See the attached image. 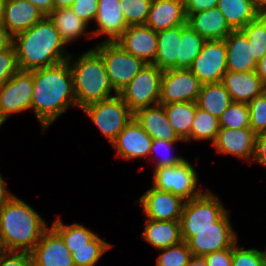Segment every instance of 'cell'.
I'll return each instance as SVG.
<instances>
[{
    "mask_svg": "<svg viewBox=\"0 0 266 266\" xmlns=\"http://www.w3.org/2000/svg\"><path fill=\"white\" fill-rule=\"evenodd\" d=\"M30 71L33 74L30 109L44 133L69 107L76 108L72 73L68 61Z\"/></svg>",
    "mask_w": 266,
    "mask_h": 266,
    "instance_id": "1",
    "label": "cell"
},
{
    "mask_svg": "<svg viewBox=\"0 0 266 266\" xmlns=\"http://www.w3.org/2000/svg\"><path fill=\"white\" fill-rule=\"evenodd\" d=\"M19 70L57 65L70 57L66 44L48 16L13 36Z\"/></svg>",
    "mask_w": 266,
    "mask_h": 266,
    "instance_id": "2",
    "label": "cell"
},
{
    "mask_svg": "<svg viewBox=\"0 0 266 266\" xmlns=\"http://www.w3.org/2000/svg\"><path fill=\"white\" fill-rule=\"evenodd\" d=\"M47 228L41 215L15 194L0 208V238L9 251L30 253Z\"/></svg>",
    "mask_w": 266,
    "mask_h": 266,
    "instance_id": "3",
    "label": "cell"
},
{
    "mask_svg": "<svg viewBox=\"0 0 266 266\" xmlns=\"http://www.w3.org/2000/svg\"><path fill=\"white\" fill-rule=\"evenodd\" d=\"M70 53L69 67L73 78V90L76 97V107L111 98L113 89L107 76L106 66L101 55L94 49L87 50L75 57Z\"/></svg>",
    "mask_w": 266,
    "mask_h": 266,
    "instance_id": "4",
    "label": "cell"
},
{
    "mask_svg": "<svg viewBox=\"0 0 266 266\" xmlns=\"http://www.w3.org/2000/svg\"><path fill=\"white\" fill-rule=\"evenodd\" d=\"M228 210L214 222V227L199 231H181L182 240L187 242L193 256L207 254L233 247L238 235L231 224Z\"/></svg>",
    "mask_w": 266,
    "mask_h": 266,
    "instance_id": "5",
    "label": "cell"
},
{
    "mask_svg": "<svg viewBox=\"0 0 266 266\" xmlns=\"http://www.w3.org/2000/svg\"><path fill=\"white\" fill-rule=\"evenodd\" d=\"M81 110L98 127L110 144L134 118V113L119 94L86 105Z\"/></svg>",
    "mask_w": 266,
    "mask_h": 266,
    "instance_id": "6",
    "label": "cell"
},
{
    "mask_svg": "<svg viewBox=\"0 0 266 266\" xmlns=\"http://www.w3.org/2000/svg\"><path fill=\"white\" fill-rule=\"evenodd\" d=\"M94 49L101 55L110 84L117 93L127 86L145 65L141 59L126 52L116 41L101 40Z\"/></svg>",
    "mask_w": 266,
    "mask_h": 266,
    "instance_id": "7",
    "label": "cell"
},
{
    "mask_svg": "<svg viewBox=\"0 0 266 266\" xmlns=\"http://www.w3.org/2000/svg\"><path fill=\"white\" fill-rule=\"evenodd\" d=\"M198 177L194 166L190 161L185 160L179 165L153 170L152 187L171 192L188 201L203 193Z\"/></svg>",
    "mask_w": 266,
    "mask_h": 266,
    "instance_id": "8",
    "label": "cell"
},
{
    "mask_svg": "<svg viewBox=\"0 0 266 266\" xmlns=\"http://www.w3.org/2000/svg\"><path fill=\"white\" fill-rule=\"evenodd\" d=\"M162 73L156 65L145 64L118 93L133 113L159 103Z\"/></svg>",
    "mask_w": 266,
    "mask_h": 266,
    "instance_id": "9",
    "label": "cell"
},
{
    "mask_svg": "<svg viewBox=\"0 0 266 266\" xmlns=\"http://www.w3.org/2000/svg\"><path fill=\"white\" fill-rule=\"evenodd\" d=\"M227 211L216 194L207 189L200 196L185 201L180 217L181 231H199L214 227Z\"/></svg>",
    "mask_w": 266,
    "mask_h": 266,
    "instance_id": "10",
    "label": "cell"
},
{
    "mask_svg": "<svg viewBox=\"0 0 266 266\" xmlns=\"http://www.w3.org/2000/svg\"><path fill=\"white\" fill-rule=\"evenodd\" d=\"M33 93V74L18 70L0 87V127L10 116L30 109Z\"/></svg>",
    "mask_w": 266,
    "mask_h": 266,
    "instance_id": "11",
    "label": "cell"
},
{
    "mask_svg": "<svg viewBox=\"0 0 266 266\" xmlns=\"http://www.w3.org/2000/svg\"><path fill=\"white\" fill-rule=\"evenodd\" d=\"M202 83L186 68L163 70L160 104L196 102Z\"/></svg>",
    "mask_w": 266,
    "mask_h": 266,
    "instance_id": "12",
    "label": "cell"
},
{
    "mask_svg": "<svg viewBox=\"0 0 266 266\" xmlns=\"http://www.w3.org/2000/svg\"><path fill=\"white\" fill-rule=\"evenodd\" d=\"M189 70L202 84L221 82L227 72L225 40H206Z\"/></svg>",
    "mask_w": 266,
    "mask_h": 266,
    "instance_id": "13",
    "label": "cell"
},
{
    "mask_svg": "<svg viewBox=\"0 0 266 266\" xmlns=\"http://www.w3.org/2000/svg\"><path fill=\"white\" fill-rule=\"evenodd\" d=\"M145 218L151 220L180 221L185 200L171 192L150 187L139 201Z\"/></svg>",
    "mask_w": 266,
    "mask_h": 266,
    "instance_id": "14",
    "label": "cell"
},
{
    "mask_svg": "<svg viewBox=\"0 0 266 266\" xmlns=\"http://www.w3.org/2000/svg\"><path fill=\"white\" fill-rule=\"evenodd\" d=\"M256 133L251 128H220L213 147L216 152L232 155L252 163L255 155Z\"/></svg>",
    "mask_w": 266,
    "mask_h": 266,
    "instance_id": "15",
    "label": "cell"
},
{
    "mask_svg": "<svg viewBox=\"0 0 266 266\" xmlns=\"http://www.w3.org/2000/svg\"><path fill=\"white\" fill-rule=\"evenodd\" d=\"M30 254L33 266H75L70 250L52 227L44 231Z\"/></svg>",
    "mask_w": 266,
    "mask_h": 266,
    "instance_id": "16",
    "label": "cell"
},
{
    "mask_svg": "<svg viewBox=\"0 0 266 266\" xmlns=\"http://www.w3.org/2000/svg\"><path fill=\"white\" fill-rule=\"evenodd\" d=\"M116 42L145 64L154 63L157 53V32L147 25H129Z\"/></svg>",
    "mask_w": 266,
    "mask_h": 266,
    "instance_id": "17",
    "label": "cell"
},
{
    "mask_svg": "<svg viewBox=\"0 0 266 266\" xmlns=\"http://www.w3.org/2000/svg\"><path fill=\"white\" fill-rule=\"evenodd\" d=\"M153 139L133 118L111 143L116 155L125 160H136L150 156Z\"/></svg>",
    "mask_w": 266,
    "mask_h": 266,
    "instance_id": "18",
    "label": "cell"
},
{
    "mask_svg": "<svg viewBox=\"0 0 266 266\" xmlns=\"http://www.w3.org/2000/svg\"><path fill=\"white\" fill-rule=\"evenodd\" d=\"M120 0H98V11L94 22L97 29L90 31L92 37H104L103 41L115 42L128 28V24L120 9Z\"/></svg>",
    "mask_w": 266,
    "mask_h": 266,
    "instance_id": "19",
    "label": "cell"
},
{
    "mask_svg": "<svg viewBox=\"0 0 266 266\" xmlns=\"http://www.w3.org/2000/svg\"><path fill=\"white\" fill-rule=\"evenodd\" d=\"M221 83L229 92L233 102L249 103L266 91V84L257 75L256 70L249 72L227 71Z\"/></svg>",
    "mask_w": 266,
    "mask_h": 266,
    "instance_id": "20",
    "label": "cell"
},
{
    "mask_svg": "<svg viewBox=\"0 0 266 266\" xmlns=\"http://www.w3.org/2000/svg\"><path fill=\"white\" fill-rule=\"evenodd\" d=\"M44 17L45 15L27 0L4 1L2 24L12 36L31 28Z\"/></svg>",
    "mask_w": 266,
    "mask_h": 266,
    "instance_id": "21",
    "label": "cell"
},
{
    "mask_svg": "<svg viewBox=\"0 0 266 266\" xmlns=\"http://www.w3.org/2000/svg\"><path fill=\"white\" fill-rule=\"evenodd\" d=\"M186 23L184 0H152L145 25L158 32Z\"/></svg>",
    "mask_w": 266,
    "mask_h": 266,
    "instance_id": "22",
    "label": "cell"
},
{
    "mask_svg": "<svg viewBox=\"0 0 266 266\" xmlns=\"http://www.w3.org/2000/svg\"><path fill=\"white\" fill-rule=\"evenodd\" d=\"M224 40L227 71L249 72L256 70L257 62L252 56V46L241 29L233 30Z\"/></svg>",
    "mask_w": 266,
    "mask_h": 266,
    "instance_id": "23",
    "label": "cell"
},
{
    "mask_svg": "<svg viewBox=\"0 0 266 266\" xmlns=\"http://www.w3.org/2000/svg\"><path fill=\"white\" fill-rule=\"evenodd\" d=\"M134 118L153 140L184 141L168 122L164 107L160 103L137 110Z\"/></svg>",
    "mask_w": 266,
    "mask_h": 266,
    "instance_id": "24",
    "label": "cell"
},
{
    "mask_svg": "<svg viewBox=\"0 0 266 266\" xmlns=\"http://www.w3.org/2000/svg\"><path fill=\"white\" fill-rule=\"evenodd\" d=\"M187 23L205 40H224L233 31L218 7L191 14Z\"/></svg>",
    "mask_w": 266,
    "mask_h": 266,
    "instance_id": "25",
    "label": "cell"
},
{
    "mask_svg": "<svg viewBox=\"0 0 266 266\" xmlns=\"http://www.w3.org/2000/svg\"><path fill=\"white\" fill-rule=\"evenodd\" d=\"M146 225L141 238L156 250L180 243L182 240L180 221L151 220L144 218Z\"/></svg>",
    "mask_w": 266,
    "mask_h": 266,
    "instance_id": "26",
    "label": "cell"
},
{
    "mask_svg": "<svg viewBox=\"0 0 266 266\" xmlns=\"http://www.w3.org/2000/svg\"><path fill=\"white\" fill-rule=\"evenodd\" d=\"M48 17L54 23L60 38L66 45L78 40L85 34L87 35L86 39L93 38L92 33L86 31L90 25L79 18L71 8L54 9Z\"/></svg>",
    "mask_w": 266,
    "mask_h": 266,
    "instance_id": "27",
    "label": "cell"
},
{
    "mask_svg": "<svg viewBox=\"0 0 266 266\" xmlns=\"http://www.w3.org/2000/svg\"><path fill=\"white\" fill-rule=\"evenodd\" d=\"M182 25L157 32V53L154 60L161 70L177 69Z\"/></svg>",
    "mask_w": 266,
    "mask_h": 266,
    "instance_id": "28",
    "label": "cell"
},
{
    "mask_svg": "<svg viewBox=\"0 0 266 266\" xmlns=\"http://www.w3.org/2000/svg\"><path fill=\"white\" fill-rule=\"evenodd\" d=\"M217 7L233 30L244 28L261 14L254 0H218Z\"/></svg>",
    "mask_w": 266,
    "mask_h": 266,
    "instance_id": "29",
    "label": "cell"
},
{
    "mask_svg": "<svg viewBox=\"0 0 266 266\" xmlns=\"http://www.w3.org/2000/svg\"><path fill=\"white\" fill-rule=\"evenodd\" d=\"M232 102L229 92L221 82L202 84L196 100L197 107L218 119Z\"/></svg>",
    "mask_w": 266,
    "mask_h": 266,
    "instance_id": "30",
    "label": "cell"
},
{
    "mask_svg": "<svg viewBox=\"0 0 266 266\" xmlns=\"http://www.w3.org/2000/svg\"><path fill=\"white\" fill-rule=\"evenodd\" d=\"M162 105L168 122L176 134L185 141L190 136L191 126L197 108L196 102H176Z\"/></svg>",
    "mask_w": 266,
    "mask_h": 266,
    "instance_id": "31",
    "label": "cell"
},
{
    "mask_svg": "<svg viewBox=\"0 0 266 266\" xmlns=\"http://www.w3.org/2000/svg\"><path fill=\"white\" fill-rule=\"evenodd\" d=\"M51 227L60 235L68 249L90 247V240L96 235L91 229L81 224H64L59 216Z\"/></svg>",
    "mask_w": 266,
    "mask_h": 266,
    "instance_id": "32",
    "label": "cell"
},
{
    "mask_svg": "<svg viewBox=\"0 0 266 266\" xmlns=\"http://www.w3.org/2000/svg\"><path fill=\"white\" fill-rule=\"evenodd\" d=\"M205 41L188 23L183 24L179 57H177V69H189L194 59L201 52Z\"/></svg>",
    "mask_w": 266,
    "mask_h": 266,
    "instance_id": "33",
    "label": "cell"
},
{
    "mask_svg": "<svg viewBox=\"0 0 266 266\" xmlns=\"http://www.w3.org/2000/svg\"><path fill=\"white\" fill-rule=\"evenodd\" d=\"M219 130V119L207 111L197 107L191 126L190 136L185 140V142L188 143L193 140H206L213 144L216 140Z\"/></svg>",
    "mask_w": 266,
    "mask_h": 266,
    "instance_id": "34",
    "label": "cell"
},
{
    "mask_svg": "<svg viewBox=\"0 0 266 266\" xmlns=\"http://www.w3.org/2000/svg\"><path fill=\"white\" fill-rule=\"evenodd\" d=\"M112 244L103 240L98 233L90 240V247L69 249L75 266H96L100 258L111 249Z\"/></svg>",
    "mask_w": 266,
    "mask_h": 266,
    "instance_id": "35",
    "label": "cell"
},
{
    "mask_svg": "<svg viewBox=\"0 0 266 266\" xmlns=\"http://www.w3.org/2000/svg\"><path fill=\"white\" fill-rule=\"evenodd\" d=\"M252 46V56L258 63L266 53V14H260L241 29Z\"/></svg>",
    "mask_w": 266,
    "mask_h": 266,
    "instance_id": "36",
    "label": "cell"
},
{
    "mask_svg": "<svg viewBox=\"0 0 266 266\" xmlns=\"http://www.w3.org/2000/svg\"><path fill=\"white\" fill-rule=\"evenodd\" d=\"M220 128H250V110L248 103L232 102L219 118Z\"/></svg>",
    "mask_w": 266,
    "mask_h": 266,
    "instance_id": "37",
    "label": "cell"
},
{
    "mask_svg": "<svg viewBox=\"0 0 266 266\" xmlns=\"http://www.w3.org/2000/svg\"><path fill=\"white\" fill-rule=\"evenodd\" d=\"M157 251L162 253L157 257L156 266H187L193 257L185 241Z\"/></svg>",
    "mask_w": 266,
    "mask_h": 266,
    "instance_id": "38",
    "label": "cell"
},
{
    "mask_svg": "<svg viewBox=\"0 0 266 266\" xmlns=\"http://www.w3.org/2000/svg\"><path fill=\"white\" fill-rule=\"evenodd\" d=\"M176 142H184L185 143V141H167V140H160V139H154L152 141L151 149H150V156H149L148 160H150V162L153 161L152 162L153 164L155 163L154 170L156 168H159V167H171L174 165H179L183 161L186 160L182 156L176 155V154L174 155L171 152L172 151L171 149L173 148V146ZM156 152L158 154L160 152L161 153L164 152V153H162V156H160L161 157L160 159L158 158V160H157V158H156V162H154L155 155L153 156V154ZM158 156L159 155L156 154V157H158Z\"/></svg>",
    "mask_w": 266,
    "mask_h": 266,
    "instance_id": "39",
    "label": "cell"
},
{
    "mask_svg": "<svg viewBox=\"0 0 266 266\" xmlns=\"http://www.w3.org/2000/svg\"><path fill=\"white\" fill-rule=\"evenodd\" d=\"M152 0H120V9L128 25L145 24Z\"/></svg>",
    "mask_w": 266,
    "mask_h": 266,
    "instance_id": "40",
    "label": "cell"
},
{
    "mask_svg": "<svg viewBox=\"0 0 266 266\" xmlns=\"http://www.w3.org/2000/svg\"><path fill=\"white\" fill-rule=\"evenodd\" d=\"M250 128L256 133L266 131V91L248 103Z\"/></svg>",
    "mask_w": 266,
    "mask_h": 266,
    "instance_id": "41",
    "label": "cell"
},
{
    "mask_svg": "<svg viewBox=\"0 0 266 266\" xmlns=\"http://www.w3.org/2000/svg\"><path fill=\"white\" fill-rule=\"evenodd\" d=\"M232 266H265L261 250L255 248L245 249L236 243L232 247Z\"/></svg>",
    "mask_w": 266,
    "mask_h": 266,
    "instance_id": "42",
    "label": "cell"
},
{
    "mask_svg": "<svg viewBox=\"0 0 266 266\" xmlns=\"http://www.w3.org/2000/svg\"><path fill=\"white\" fill-rule=\"evenodd\" d=\"M18 70L16 50L12 44L8 49L0 52V87L9 81Z\"/></svg>",
    "mask_w": 266,
    "mask_h": 266,
    "instance_id": "43",
    "label": "cell"
},
{
    "mask_svg": "<svg viewBox=\"0 0 266 266\" xmlns=\"http://www.w3.org/2000/svg\"><path fill=\"white\" fill-rule=\"evenodd\" d=\"M70 8L79 18L90 24L96 17L98 0H74Z\"/></svg>",
    "mask_w": 266,
    "mask_h": 266,
    "instance_id": "44",
    "label": "cell"
},
{
    "mask_svg": "<svg viewBox=\"0 0 266 266\" xmlns=\"http://www.w3.org/2000/svg\"><path fill=\"white\" fill-rule=\"evenodd\" d=\"M0 266H33V261L29 252L9 251Z\"/></svg>",
    "mask_w": 266,
    "mask_h": 266,
    "instance_id": "45",
    "label": "cell"
},
{
    "mask_svg": "<svg viewBox=\"0 0 266 266\" xmlns=\"http://www.w3.org/2000/svg\"><path fill=\"white\" fill-rule=\"evenodd\" d=\"M208 266H232V247L203 257Z\"/></svg>",
    "mask_w": 266,
    "mask_h": 266,
    "instance_id": "46",
    "label": "cell"
},
{
    "mask_svg": "<svg viewBox=\"0 0 266 266\" xmlns=\"http://www.w3.org/2000/svg\"><path fill=\"white\" fill-rule=\"evenodd\" d=\"M217 3L218 0H184L186 16L217 7Z\"/></svg>",
    "mask_w": 266,
    "mask_h": 266,
    "instance_id": "47",
    "label": "cell"
},
{
    "mask_svg": "<svg viewBox=\"0 0 266 266\" xmlns=\"http://www.w3.org/2000/svg\"><path fill=\"white\" fill-rule=\"evenodd\" d=\"M254 162L266 168V131L256 134Z\"/></svg>",
    "mask_w": 266,
    "mask_h": 266,
    "instance_id": "48",
    "label": "cell"
},
{
    "mask_svg": "<svg viewBox=\"0 0 266 266\" xmlns=\"http://www.w3.org/2000/svg\"><path fill=\"white\" fill-rule=\"evenodd\" d=\"M12 44L13 36L3 24H0V52L8 49Z\"/></svg>",
    "mask_w": 266,
    "mask_h": 266,
    "instance_id": "49",
    "label": "cell"
},
{
    "mask_svg": "<svg viewBox=\"0 0 266 266\" xmlns=\"http://www.w3.org/2000/svg\"><path fill=\"white\" fill-rule=\"evenodd\" d=\"M35 5L45 16H48L54 10L53 0H27Z\"/></svg>",
    "mask_w": 266,
    "mask_h": 266,
    "instance_id": "50",
    "label": "cell"
},
{
    "mask_svg": "<svg viewBox=\"0 0 266 266\" xmlns=\"http://www.w3.org/2000/svg\"><path fill=\"white\" fill-rule=\"evenodd\" d=\"M7 183L3 179V176L0 173V208L6 203V201L14 194L9 192Z\"/></svg>",
    "mask_w": 266,
    "mask_h": 266,
    "instance_id": "51",
    "label": "cell"
},
{
    "mask_svg": "<svg viewBox=\"0 0 266 266\" xmlns=\"http://www.w3.org/2000/svg\"><path fill=\"white\" fill-rule=\"evenodd\" d=\"M256 72L261 80L266 84V53L264 57L257 63Z\"/></svg>",
    "mask_w": 266,
    "mask_h": 266,
    "instance_id": "52",
    "label": "cell"
},
{
    "mask_svg": "<svg viewBox=\"0 0 266 266\" xmlns=\"http://www.w3.org/2000/svg\"><path fill=\"white\" fill-rule=\"evenodd\" d=\"M54 1V9L59 8H70L74 0H53Z\"/></svg>",
    "mask_w": 266,
    "mask_h": 266,
    "instance_id": "53",
    "label": "cell"
},
{
    "mask_svg": "<svg viewBox=\"0 0 266 266\" xmlns=\"http://www.w3.org/2000/svg\"><path fill=\"white\" fill-rule=\"evenodd\" d=\"M187 266H208L203 257L193 256Z\"/></svg>",
    "mask_w": 266,
    "mask_h": 266,
    "instance_id": "54",
    "label": "cell"
},
{
    "mask_svg": "<svg viewBox=\"0 0 266 266\" xmlns=\"http://www.w3.org/2000/svg\"><path fill=\"white\" fill-rule=\"evenodd\" d=\"M254 3L261 14H266V0H254Z\"/></svg>",
    "mask_w": 266,
    "mask_h": 266,
    "instance_id": "55",
    "label": "cell"
},
{
    "mask_svg": "<svg viewBox=\"0 0 266 266\" xmlns=\"http://www.w3.org/2000/svg\"><path fill=\"white\" fill-rule=\"evenodd\" d=\"M8 252V248L4 244V241L0 238V261L7 255Z\"/></svg>",
    "mask_w": 266,
    "mask_h": 266,
    "instance_id": "56",
    "label": "cell"
},
{
    "mask_svg": "<svg viewBox=\"0 0 266 266\" xmlns=\"http://www.w3.org/2000/svg\"><path fill=\"white\" fill-rule=\"evenodd\" d=\"M5 0H0V24L3 22V4Z\"/></svg>",
    "mask_w": 266,
    "mask_h": 266,
    "instance_id": "57",
    "label": "cell"
},
{
    "mask_svg": "<svg viewBox=\"0 0 266 266\" xmlns=\"http://www.w3.org/2000/svg\"><path fill=\"white\" fill-rule=\"evenodd\" d=\"M261 253H262L263 261L265 262V266H266V250L265 251L261 250Z\"/></svg>",
    "mask_w": 266,
    "mask_h": 266,
    "instance_id": "58",
    "label": "cell"
}]
</instances>
